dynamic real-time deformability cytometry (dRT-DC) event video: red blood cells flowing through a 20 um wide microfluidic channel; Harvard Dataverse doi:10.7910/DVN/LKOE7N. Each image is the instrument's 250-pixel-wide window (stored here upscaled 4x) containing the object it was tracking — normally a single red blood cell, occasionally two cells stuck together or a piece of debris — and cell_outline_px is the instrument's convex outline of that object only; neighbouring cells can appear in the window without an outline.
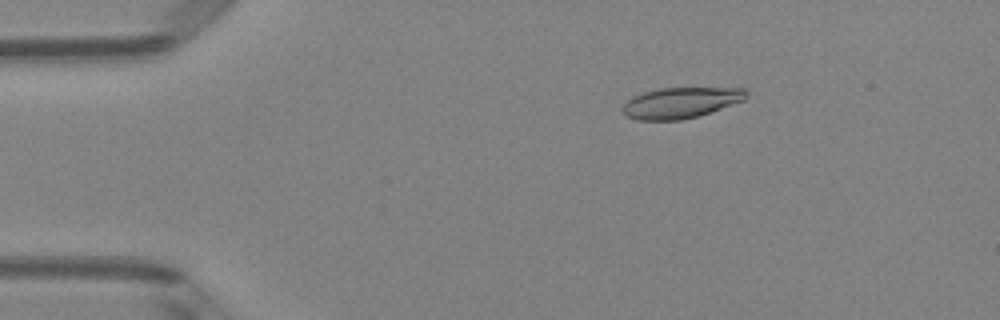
{"species": "Egyptian fruit bat (a non-hibernating species)", "species_latin": "Rousettus aegyptiacus", "temperature_condition": "room temperature", "stored_images_in_passage": 50, "camera_frame_rate_fps": 3000, "um_per_image_px": 0.085, "animal": {"sex": "female"}, "frame": {"image": 1, "passage_image": 9, "time_ms": 2.667, "image_size_px": [1000, 320], "cell_outline_px": [[748, 92], [744, 100], [700, 116], [680, 120], [636, 120], [628, 116], [620, 108], [632, 96], [644, 92], [660, 88], [748, 88]], "centroid_in_image_um": [57.87, 8.73], "position_along_channel_um": 27.1, "area_um2": 22.25}}
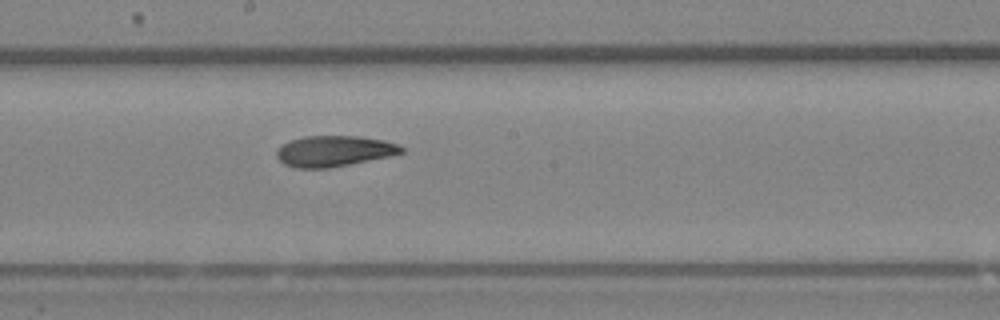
{"frame": {"image": 2, "passage_image": 28, "time_ms": 9.0, "image_size_px": [1000, 320], "cell_outline_px": [[404, 152], [388, 156], [328, 168], [296, 168], [284, 164], [276, 156], [276, 152], [288, 140], [304, 136], [360, 136], [384, 140], [400, 144], [404, 148]], "centroid_in_image_um": [28.4, 12.83], "position_along_channel_um": 219.8, "area_um2": 22.31}}
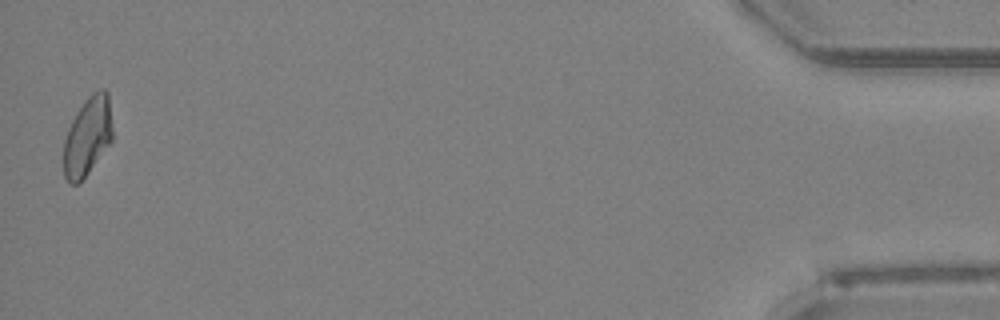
{"frame": {"image": 3, "passage_image": 50, "time_ms": 16.333, "image_size_px": [1000, 320], "cell_outline_px": [[112, 144], [88, 172], [76, 184], [72, 184], [64, 176], [64, 140], [68, 128], [76, 112], [84, 100], [92, 92], [100, 88], [104, 88], [108, 92], [112, 128]], "centroid_in_image_um": [7.46, 11.55], "position_along_channel_um": 427.7, "area_um2": 22.54}, "authors_computed_cell_mechanics": {"area_um2": 22.5998, "velocity_mm_per_s": 4.0678, "shape_relaxation_time_tau1_ms": null, "shape_relaxation_time_tau2_ms": 3.9642, "deformation_change_tau1": null, "deformation_change_tau2": 0.1046}}